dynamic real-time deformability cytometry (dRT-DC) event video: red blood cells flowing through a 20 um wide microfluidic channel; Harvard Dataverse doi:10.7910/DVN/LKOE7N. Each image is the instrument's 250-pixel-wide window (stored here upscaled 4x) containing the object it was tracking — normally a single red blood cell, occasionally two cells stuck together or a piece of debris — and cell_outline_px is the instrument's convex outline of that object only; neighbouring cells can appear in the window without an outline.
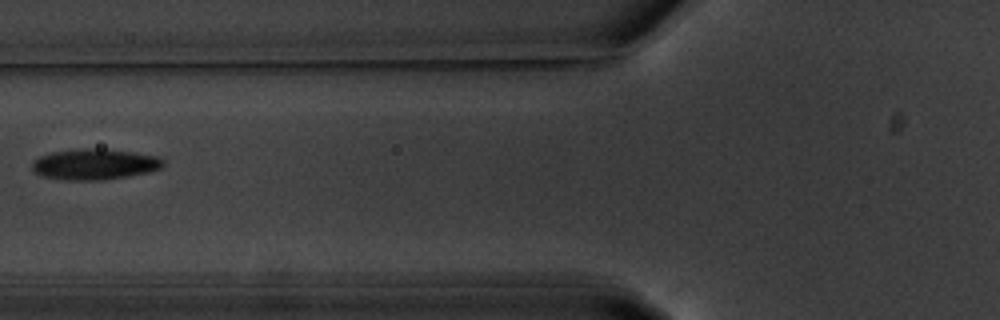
{"species": "common noctule bat (a hibernating species)", "species_latin": "Nyctalus noctula", "temperature_condition": "warm", "stored_images_in_passage": 7, "camera_frame_rate_fps": 3000, "um_per_image_px": 0.085, "animal": {"sex": "male", "body_mass_g": 20.1, "forearm_length_mm": 53.5}, "frame": {"image": 1, "passage_image": 4, "time_ms": 6.0, "image_size_px": [1000, 320], "cell_outline_px": [[164, 164], [160, 168], [148, 172], [128, 176], [104, 180], [64, 180], [40, 176], [32, 168], [32, 160], [40, 156], [52, 152], [84, 148], [92, 148], [136, 152], [156, 156], [164, 160]], "centroid_in_image_um": [8.02, 13.96], "position_along_channel_um": 117.8, "area_um2": 23.58}}
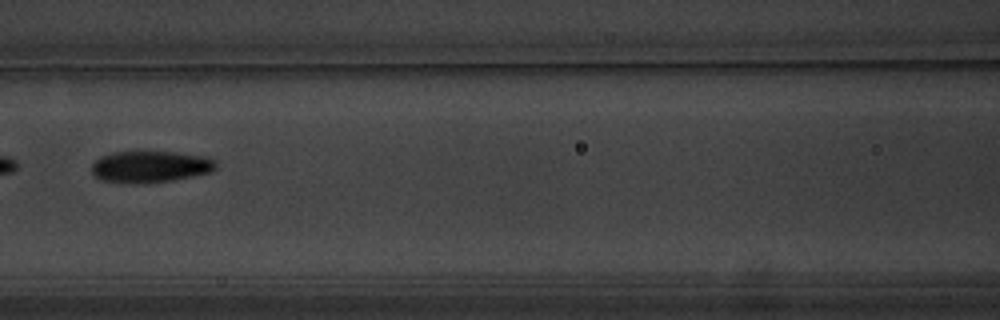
{"frame": {"image": 2, "passage_image": 5, "time_ms": 7.0, "image_size_px": [1000, 320], "cell_outline_px": [[216, 168], [212, 172], [172, 180], [144, 184], [136, 184], [100, 180], [92, 172], [92, 164], [100, 156], [112, 152], [176, 152], [208, 156], [216, 160]], "centroid_in_image_um": [12.8, 14.17], "position_along_channel_um": 153.8, "area_um2": 23.12}}
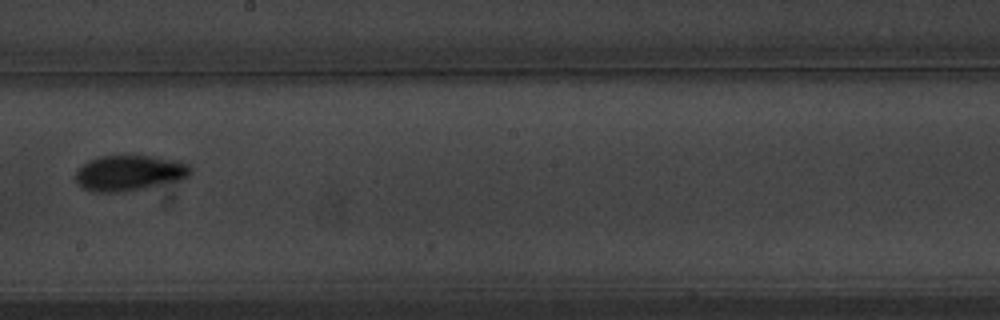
{"frame": {"image": 3, "passage_image": 7, "time_ms": 9.333, "image_size_px": [1000, 320], "cell_outline_px": [[192, 172], [184, 180], [144, 188], [120, 192], [92, 192], [80, 188], [76, 184], [76, 172], [88, 160], [100, 156], [152, 156], [180, 160], [188, 164], [192, 168]], "centroid_in_image_um": [11.02, 14.71], "position_along_channel_um": 237.2, "area_um2": 24.16}}